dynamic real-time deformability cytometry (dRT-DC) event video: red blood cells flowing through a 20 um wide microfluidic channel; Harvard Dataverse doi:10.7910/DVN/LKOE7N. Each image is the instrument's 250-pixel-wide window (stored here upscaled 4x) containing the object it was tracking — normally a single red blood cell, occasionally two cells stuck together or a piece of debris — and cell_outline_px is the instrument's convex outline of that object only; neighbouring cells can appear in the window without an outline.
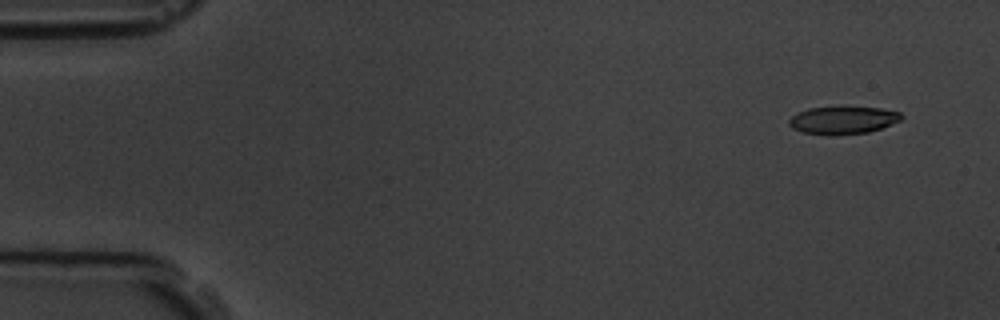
{"species": "common noctule bat (a hibernating species)", "species_latin": "Nyctalus noctula", "temperature_condition": "room temperature", "stored_images_in_passage": 5, "camera_frame_rate_fps": 3000, "um_per_image_px": 0.085, "animal": {"sex": "male", "body_mass_g": 19.5, "forearm_length_mm": 54.6}, "frame": {"image": 1, "passage_image": 1, "time_ms": 0.0, "image_size_px": [1000, 320], "cell_outline_px": [[904, 116], [900, 120], [880, 128], [868, 132], [804, 132], [792, 128], [788, 124], [788, 120], [792, 116], [808, 108], [880, 108], [900, 112]], "centroid_in_image_um": [71.67, 10.17], "position_along_channel_um": 13.3, "area_um2": 16.82}}
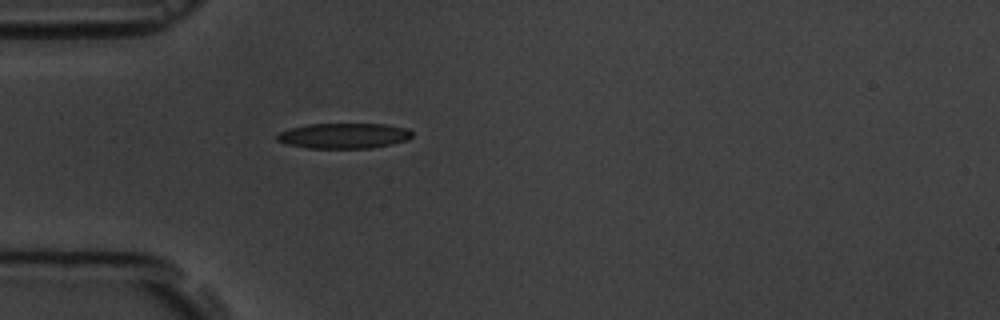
{"frame": {"image": 2, "passage_image": 5, "time_ms": 4.333, "image_size_px": [1000, 320], "cell_outline_px": [[412, 136], [408, 140], [392, 144], [372, 148], [308, 148], [288, 144], [276, 140], [276, 136], [280, 132], [288, 128], [308, 124], [388, 124], [408, 128], [412, 132]], "centroid_in_image_um": [29.25, 11.53], "position_along_channel_um": 55.7, "area_um2": 20.11}}